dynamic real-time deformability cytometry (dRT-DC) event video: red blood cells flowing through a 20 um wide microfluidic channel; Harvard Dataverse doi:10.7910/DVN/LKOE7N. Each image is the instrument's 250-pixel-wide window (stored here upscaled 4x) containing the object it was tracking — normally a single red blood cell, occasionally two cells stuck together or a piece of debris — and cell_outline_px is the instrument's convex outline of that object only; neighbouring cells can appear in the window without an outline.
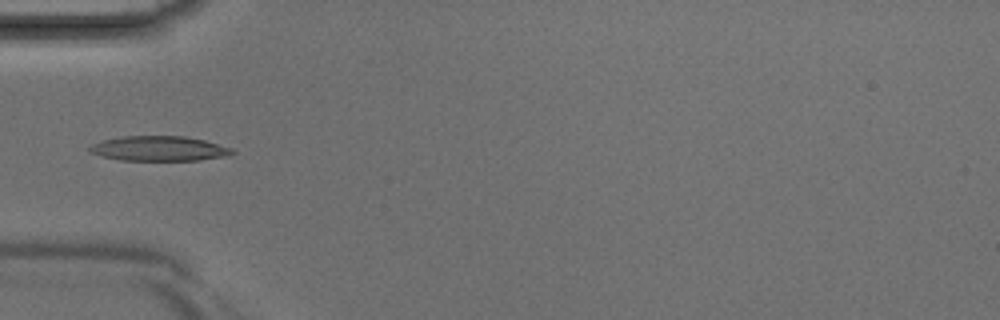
{"species": "Egyptian fruit bat (a non-hibernating species)", "species_latin": "Rousettus aegyptiacus", "temperature_condition": "room temperature", "stored_images_in_passage": 4, "camera_frame_rate_fps": 3000, "um_per_image_px": 0.085, "animal": {"sex": "male"}, "frame": {"image": 1, "passage_image": 4, "time_ms": 1.0, "image_size_px": [1000, 320], "cell_outline_px": [[236, 152], [228, 156], [200, 160], [120, 160], [100, 156], [88, 152], [88, 148], [92, 144], [104, 140], [120, 136], [184, 136], [204, 140], [232, 148]], "centroid_in_image_um": [13.51, 12.63], "position_along_channel_um": 71.5, "area_um2": 20.75}}